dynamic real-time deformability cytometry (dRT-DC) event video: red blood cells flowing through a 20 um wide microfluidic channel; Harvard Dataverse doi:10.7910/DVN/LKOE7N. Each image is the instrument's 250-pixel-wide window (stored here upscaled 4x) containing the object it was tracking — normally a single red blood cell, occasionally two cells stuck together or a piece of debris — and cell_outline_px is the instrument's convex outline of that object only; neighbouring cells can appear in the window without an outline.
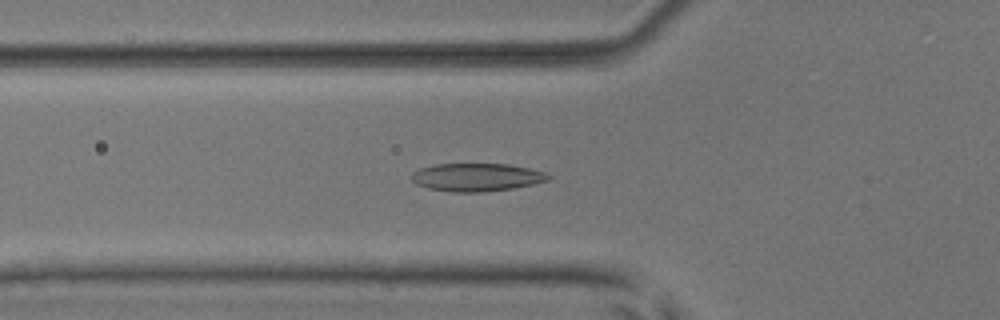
{"species": "common noctule bat (a hibernating species)", "species_latin": "Nyctalus noctula", "temperature_condition": "room temperature", "stored_images_in_passage": 53, "camera_frame_rate_fps": 3000, "um_per_image_px": 0.085, "animal": {"sex": "male", "body_mass_g": 17.9, "forearm_length_mm": 54.2}, "frame": {"image": 1, "passage_image": 19, "time_ms": 6.0, "image_size_px": [1000, 320], "cell_outline_px": [[552, 176], [548, 180], [532, 184], [512, 188], [484, 192], [452, 192], [428, 188], [416, 184], [408, 176], [412, 172], [420, 168], [436, 164], [508, 164], [528, 168], [544, 172]], "centroid_in_image_um": [40.47, 15.06], "position_along_channel_um": 85.3, "area_um2": 22.31}}
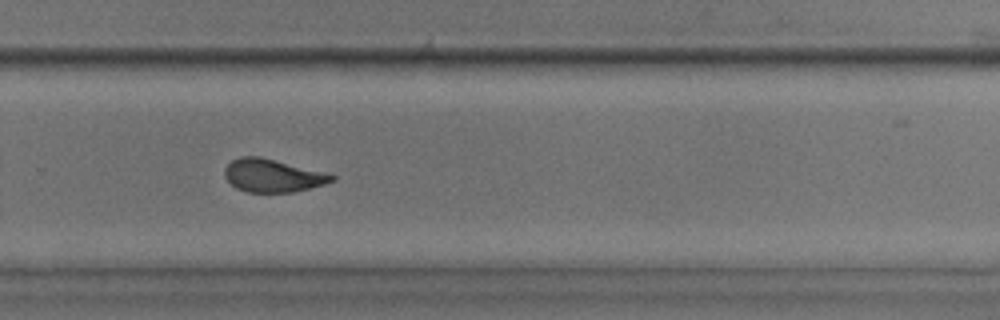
{"frame": {"image": 2, "passage_image": 36, "time_ms": 11.667, "image_size_px": [1000, 320], "cell_outline_px": [[336, 180], [324, 184], [292, 192], [244, 192], [236, 188], [224, 176], [224, 168], [232, 160], [240, 156], [260, 156], [324, 172], [336, 176]], "centroid_in_image_um": [23.15, 14.92], "position_along_channel_um": 306.7, "area_um2": 20.52}}
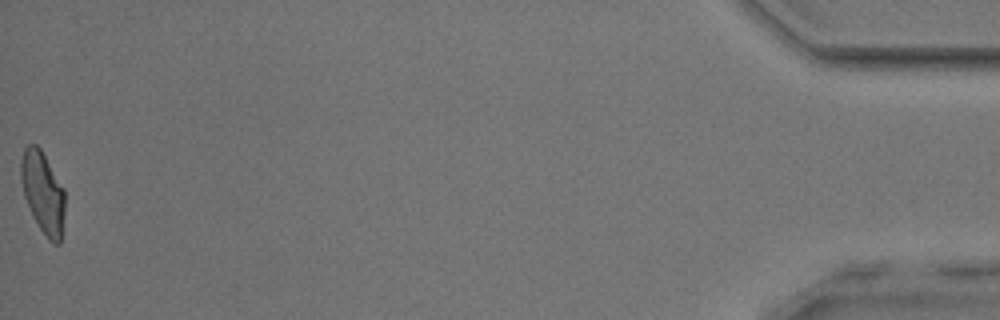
{"frame": {"image": 3, "passage_image": 53, "time_ms": 17.333, "image_size_px": [1000, 320], "cell_outline_px": [[64, 216], [60, 244], [56, 244], [48, 240], [32, 216], [24, 196], [20, 176], [20, 160], [24, 148], [28, 144], [36, 144], [40, 148], [64, 188]], "centroid_in_image_um": [3.63, 16.35], "position_along_channel_um": 431.6, "area_um2": 20.98}, "authors_computed_cell_mechanics": {"area_um2": 21.2704, "velocity_mm_per_s": 3.9184, "shape_relaxation_time_tau1_ms": 4.8448, "shape_relaxation_time_tau2_ms": 1.4488, "deformation_change_tau1": 0.1592, "deformation_change_tau2": 0.0724}}